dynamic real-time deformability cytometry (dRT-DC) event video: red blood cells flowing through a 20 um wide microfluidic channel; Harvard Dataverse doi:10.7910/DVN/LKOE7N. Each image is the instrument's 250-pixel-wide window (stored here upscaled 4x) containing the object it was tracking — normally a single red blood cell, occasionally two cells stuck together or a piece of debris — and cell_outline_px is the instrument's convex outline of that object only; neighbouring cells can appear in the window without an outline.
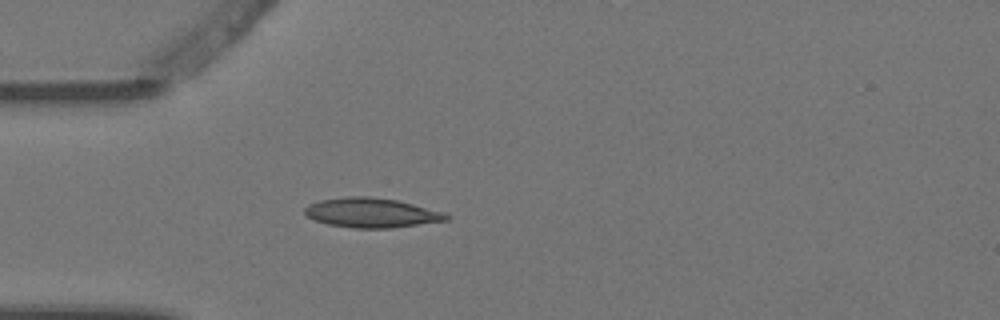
{"species": "Egyptian fruit bat (a non-hibernating species)", "species_latin": "Rousettus aegyptiacus", "temperature_condition": "warm", "stored_images_in_passage": 3, "camera_frame_rate_fps": 3000, "um_per_image_px": 0.085, "animal": {"sex": "female"}, "frame": {"image": 1, "passage_image": 3, "time_ms": 0.667, "image_size_px": [1000, 320], "cell_outline_px": [[452, 216], [448, 220], [392, 228], [352, 228], [328, 224], [316, 220], [308, 216], [304, 212], [304, 208], [308, 204], [320, 200], [344, 196], [372, 196], [396, 200], [444, 212]], "centroid_in_image_um": [31.58, 18.08], "position_along_channel_um": 53.4, "area_um2": 24.45}}